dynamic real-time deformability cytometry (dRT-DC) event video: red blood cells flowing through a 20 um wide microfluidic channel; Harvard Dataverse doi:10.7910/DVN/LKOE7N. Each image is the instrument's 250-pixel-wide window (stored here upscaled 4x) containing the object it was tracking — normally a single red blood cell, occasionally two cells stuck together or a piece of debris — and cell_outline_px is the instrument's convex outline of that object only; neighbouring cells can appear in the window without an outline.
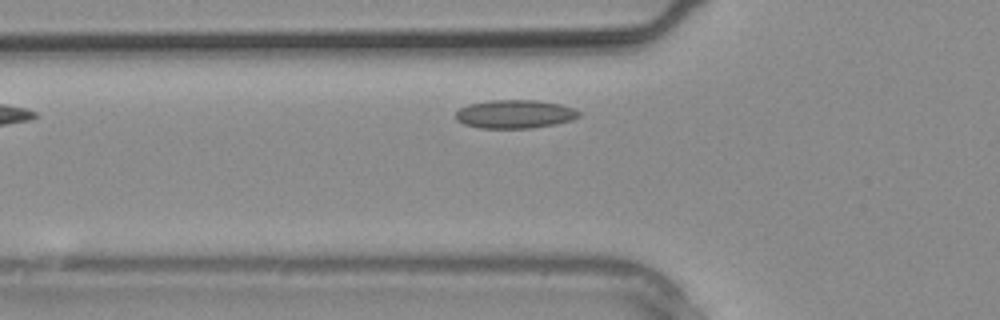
{"species": "common noctule bat (a hibernating species)", "species_latin": "Nyctalus noctula", "temperature_condition": "warm", "stored_images_in_passage": 2, "camera_frame_rate_fps": 3000, "um_per_image_px": 0.085, "animal": {"sex": "male", "body_mass_g": 20.4}, "frame": {"image": 1, "passage_image": 2, "time_ms": 0.333, "image_size_px": [1000, 320], "cell_outline_px": [[580, 116], [572, 120], [556, 124], [532, 128], [480, 128], [464, 124], [456, 120], [456, 112], [460, 108], [468, 104], [492, 100], [536, 100], [560, 104], [572, 108], [580, 112]], "centroid_in_image_um": [43.76, 9.7], "position_along_channel_um": 82.0, "area_um2": 20.46}}